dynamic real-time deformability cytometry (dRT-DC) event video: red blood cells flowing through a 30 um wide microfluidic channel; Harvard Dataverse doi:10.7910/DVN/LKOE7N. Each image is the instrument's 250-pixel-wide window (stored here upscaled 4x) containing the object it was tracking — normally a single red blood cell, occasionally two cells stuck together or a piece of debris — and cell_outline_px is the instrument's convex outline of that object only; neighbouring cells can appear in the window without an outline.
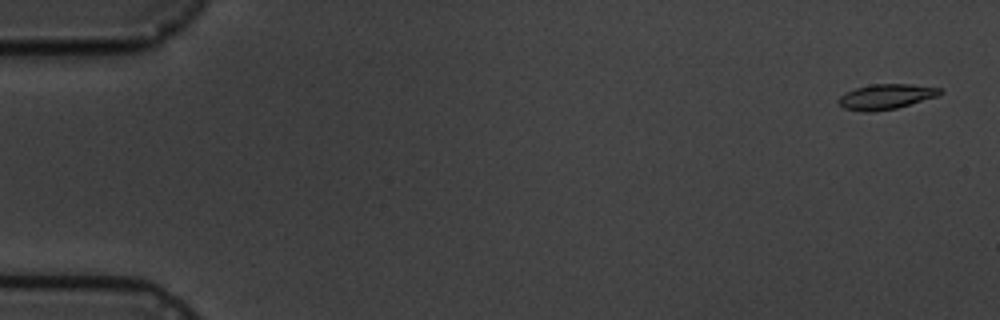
{"species": "common noctule bat (a hibernating species)", "species_latin": "Nyctalus noctula", "temperature_condition": "cold", "stored_images_in_passage": 5, "camera_frame_rate_fps": 3000, "um_per_image_px": 0.085, "animal": {"sex": "male", "body_mass_g": 19.5, "forearm_length_mm": 54.6}, "frame": {"image": 1, "passage_image": 1, "time_ms": 0.0, "image_size_px": [1000, 320], "cell_outline_px": [[944, 92], [940, 96], [896, 108], [872, 112], [864, 112], [844, 108], [836, 100], [844, 92], [856, 88], [872, 84], [912, 84], [940, 88]], "centroid_in_image_um": [75.33, 8.21], "position_along_channel_um": 9.7, "area_um2": 15.03}}
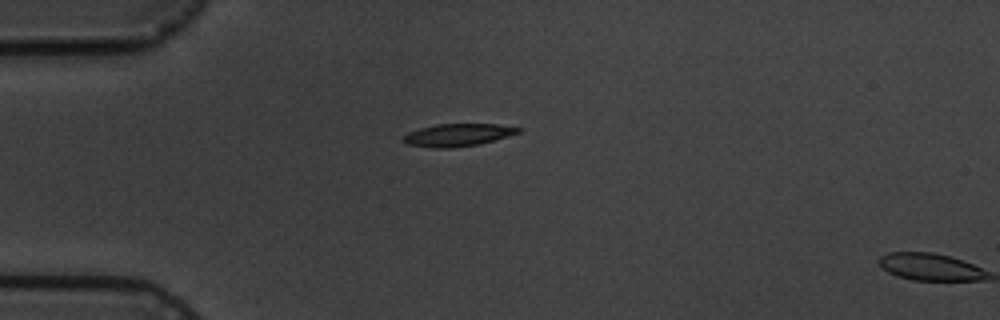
{"frame": {"image": 2, "passage_image": 4, "time_ms": 4.333, "image_size_px": [1000, 320], "cell_outline_px": [[524, 128], [520, 132], [508, 136], [476, 144], [452, 148], [436, 148], [408, 144], [400, 140], [408, 132], [420, 128], [436, 124], [496, 124]], "centroid_in_image_um": [38.9, 11.46], "position_along_channel_um": 46.1, "area_um2": 14.97}}